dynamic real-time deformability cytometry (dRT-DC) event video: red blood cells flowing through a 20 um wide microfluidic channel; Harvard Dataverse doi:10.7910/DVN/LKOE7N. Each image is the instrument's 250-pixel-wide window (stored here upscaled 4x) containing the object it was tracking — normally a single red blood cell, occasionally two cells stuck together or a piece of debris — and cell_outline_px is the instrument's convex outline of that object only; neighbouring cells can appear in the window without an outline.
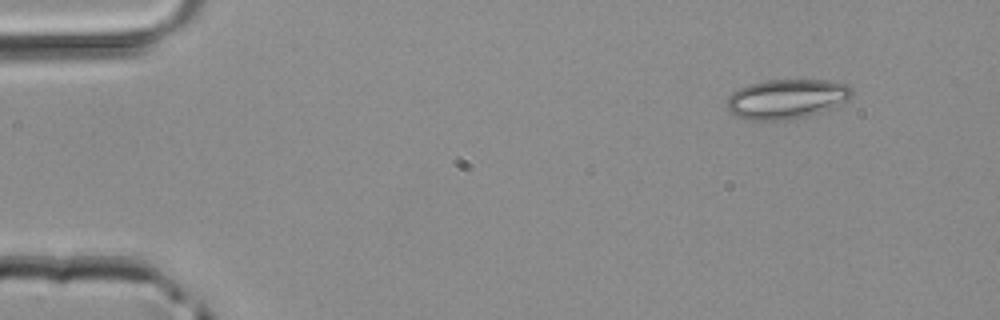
{"species": "common noctule bat (a hibernating species)", "species_latin": "Nyctalus noctula", "temperature_condition": "room temperature", "stored_images_in_passage": 3, "camera_frame_rate_fps": 3000, "um_per_image_px": 0.085, "animal": {"sex": "male", "body_mass_g": 20.4}, "frame": {"image": 1, "passage_image": 1, "time_ms": 0.0, "image_size_px": [1000, 320], "cell_outline_px": [[852, 96], [848, 100], [832, 108], [808, 116], [792, 120], [744, 120], [736, 116], [724, 104], [728, 96], [732, 92], [748, 84], [764, 80], [828, 80], [848, 84], [852, 88]], "centroid_in_image_um": [66.85, 8.41], "position_along_channel_um": 18.1, "area_um2": 29.3}}
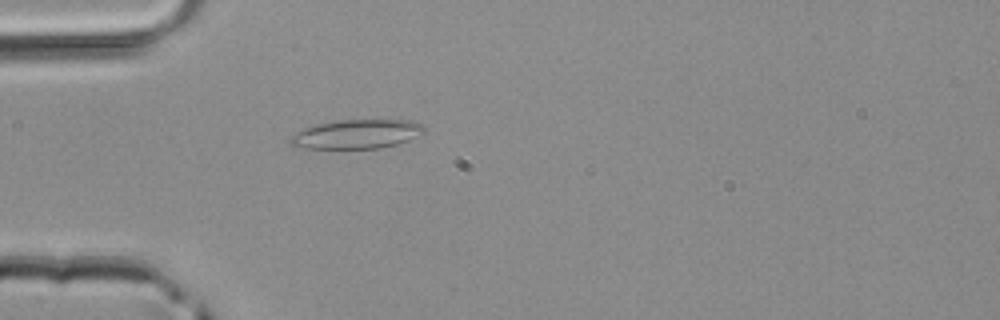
{"frame": {"image": 2, "passage_image": 3, "time_ms": 0.667, "image_size_px": [1000, 320], "cell_outline_px": [[424, 136], [396, 144], [380, 148], [296, 148], [288, 144], [288, 140], [296, 132], [304, 128], [316, 124], [340, 120], [412, 120], [424, 124]], "centroid_in_image_um": [30.35, 11.4], "position_along_channel_um": 54.6, "area_um2": 23.0}}